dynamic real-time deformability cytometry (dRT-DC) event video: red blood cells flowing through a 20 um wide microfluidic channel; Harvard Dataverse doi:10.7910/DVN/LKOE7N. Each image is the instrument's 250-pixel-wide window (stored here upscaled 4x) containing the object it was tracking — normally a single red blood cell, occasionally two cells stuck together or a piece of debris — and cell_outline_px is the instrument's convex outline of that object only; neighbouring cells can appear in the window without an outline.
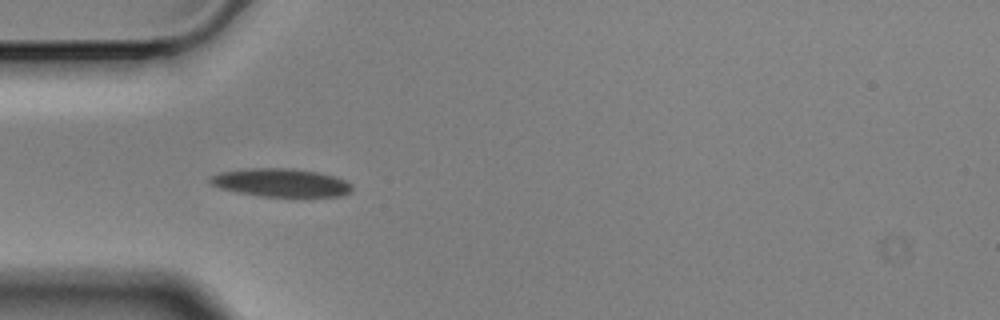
{"species": "Egyptian fruit bat (a non-hibernating species)", "species_latin": "Rousettus aegyptiacus", "temperature_condition": "cold", "stored_images_in_passage": 6, "camera_frame_rate_fps": 3000, "um_per_image_px": 0.085, "animal": {"sex": "male"}, "frame": {"image": 1, "passage_image": 5, "time_ms": 1.333, "image_size_px": [1000, 320], "cell_outline_px": [[352, 192], [340, 196], [264, 196], [240, 192], [220, 188], [212, 184], [208, 180], [212, 176], [220, 172], [244, 168], [292, 168], [316, 172], [336, 176], [352, 184]], "centroid_in_image_um": [23.91, 15.51], "position_along_channel_um": 61.1, "area_um2": 23.18}}
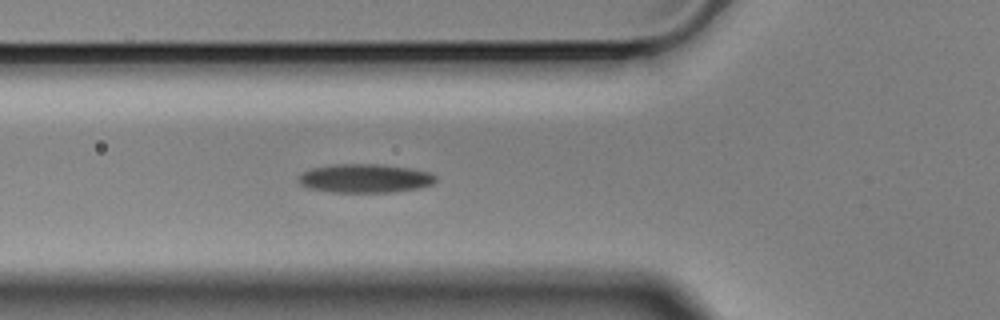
{"frame": {"image": 2, "passage_image": 6, "time_ms": 1.667, "image_size_px": [1000, 320], "cell_outline_px": [[436, 180], [432, 184], [420, 188], [392, 192], [332, 192], [308, 188], [300, 184], [296, 180], [296, 176], [312, 168], [332, 164], [380, 164], [408, 168], [432, 172], [436, 176]], "centroid_in_image_um": [31.0, 15.16], "position_along_channel_um": 94.8, "area_um2": 23.18}}